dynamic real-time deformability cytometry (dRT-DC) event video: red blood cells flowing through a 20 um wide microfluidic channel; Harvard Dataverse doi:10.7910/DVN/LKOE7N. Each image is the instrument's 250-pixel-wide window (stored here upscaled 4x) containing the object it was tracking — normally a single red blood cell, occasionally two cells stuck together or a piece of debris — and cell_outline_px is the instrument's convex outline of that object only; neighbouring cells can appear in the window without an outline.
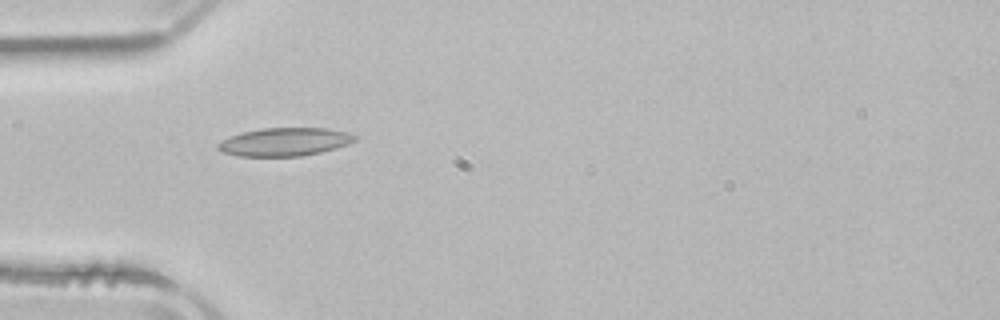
{"species": "common noctule bat (a hibernating species)", "species_latin": "Nyctalus noctula", "temperature_condition": "room temperature", "stored_images_in_passage": 1, "camera_frame_rate_fps": 3000, "um_per_image_px": 0.085, "animal": {"sex": "male", "body_mass_g": 21.5, "forearm_length_mm": 52.0}, "frame": {"image": 1, "passage_image": 1, "time_ms": 0.0, "image_size_px": [1000, 320], "cell_outline_px": [[356, 140], [348, 144], [336, 148], [320, 152], [300, 156], [240, 156], [224, 152], [216, 148], [216, 144], [232, 136], [244, 132], [264, 128], [328, 128], [344, 132], [356, 136]], "centroid_in_image_um": [24.21, 12.06], "position_along_channel_um": 60.8, "area_um2": 22.14}}